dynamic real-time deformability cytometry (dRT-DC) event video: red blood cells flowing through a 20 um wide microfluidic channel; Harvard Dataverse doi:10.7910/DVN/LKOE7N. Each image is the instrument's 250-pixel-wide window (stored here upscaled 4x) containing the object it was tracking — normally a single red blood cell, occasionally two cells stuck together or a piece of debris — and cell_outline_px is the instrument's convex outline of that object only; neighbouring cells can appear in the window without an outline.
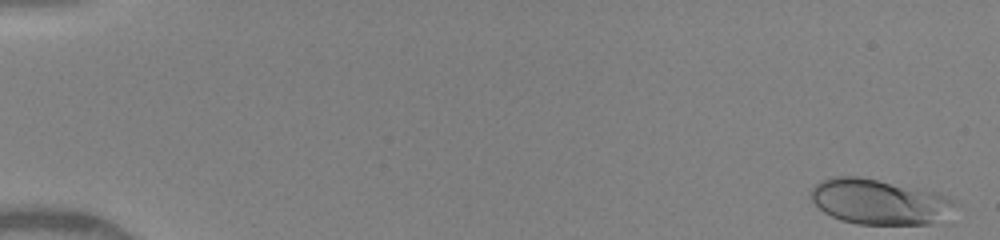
{"species": "human", "species_latin": "Homo sapiens", "temperature_condition": "warm", "stored_images_in_passage": 33, "camera_frame_rate_fps": 3000, "um_per_image_px": 0.085, "donor": {"sex": "female"}, "frame": {"image": 1, "passage_image": 1, "time_ms": 0.0, "image_size_px": [1000, 240], "cell_outline_px": [[960, 204], [952, 224], [856, 224], [840, 220], [824, 212], [812, 200], [812, 188], [820, 180], [832, 176], [860, 176], [940, 192], [956, 200]], "centroid_in_image_um": [74.98, 17.18], "position_along_channel_um": 10.0, "area_um2": 39.71}}
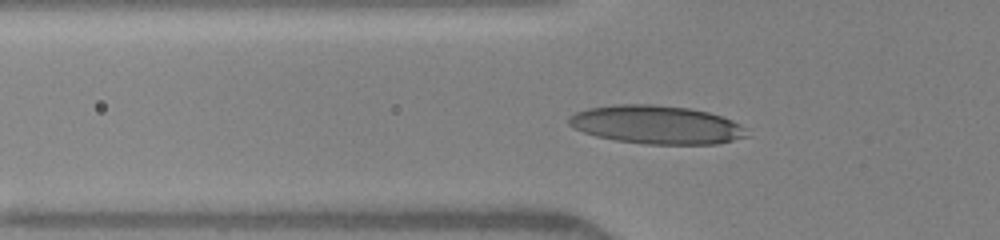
{"frame": {"image": 2, "passage_image": 27, "time_ms": 5.333, "image_size_px": [1000, 240], "cell_outline_px": [[752, 136], [716, 144], [644, 144], [616, 140], [596, 136], [572, 128], [568, 124], [568, 116], [576, 112], [588, 108], [616, 104], [652, 104], [692, 108], [708, 112], [732, 120], [740, 124]], "centroid_in_image_um": [55.81, 10.6], "position_along_channel_um": 70.0, "area_um2": 40.11}}
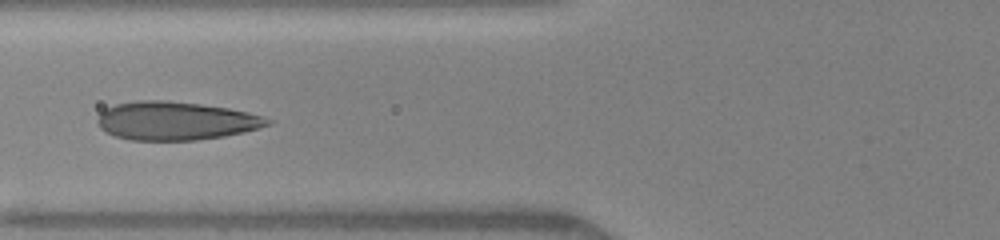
{"frame": {"image": 3, "passage_image": 32, "time_ms": 6.333, "image_size_px": [1000, 240], "cell_outline_px": [[272, 124], [260, 128], [244, 132], [224, 136], [196, 140], [128, 140], [116, 136], [100, 128], [96, 120], [100, 112], [104, 108], [116, 104], [140, 100], [168, 100], [200, 104], [228, 108], [248, 112], [272, 120]], "centroid_in_image_um": [14.92, 10.27], "position_along_channel_um": 110.9, "area_um2": 38.15}}